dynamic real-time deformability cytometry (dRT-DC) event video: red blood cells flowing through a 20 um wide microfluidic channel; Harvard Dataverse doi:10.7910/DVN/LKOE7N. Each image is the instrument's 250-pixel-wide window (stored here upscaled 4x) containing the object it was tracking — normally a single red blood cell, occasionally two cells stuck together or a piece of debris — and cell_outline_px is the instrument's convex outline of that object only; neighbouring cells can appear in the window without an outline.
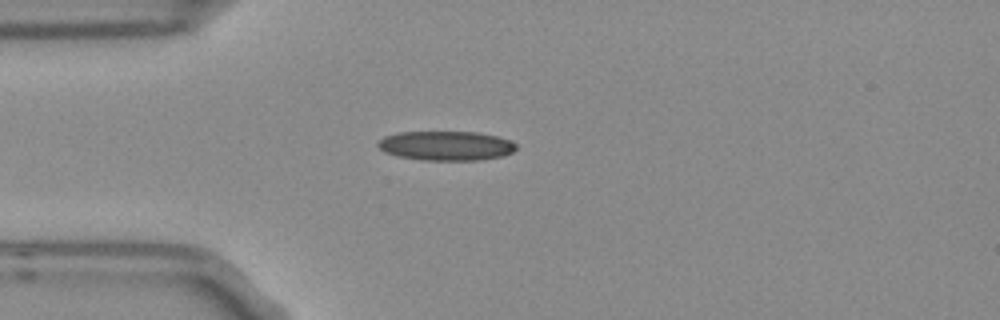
{"species": "Egyptian fruit bat (a non-hibernating species)", "species_latin": "Rousettus aegyptiacus", "temperature_condition": "room temperature", "stored_images_in_passage": 4, "camera_frame_rate_fps": 3000, "um_per_image_px": 0.085, "frame": {"image": 1, "passage_image": 4, "time_ms": 1.0, "image_size_px": [1000, 320], "cell_outline_px": [[516, 148], [512, 152], [504, 156], [480, 160], [420, 160], [396, 156], [384, 152], [376, 144], [384, 136], [396, 132], [476, 132], [496, 136], [508, 140], [516, 144]], "centroid_in_image_um": [37.88, 12.39], "position_along_channel_um": 47.1, "area_um2": 23.76}}